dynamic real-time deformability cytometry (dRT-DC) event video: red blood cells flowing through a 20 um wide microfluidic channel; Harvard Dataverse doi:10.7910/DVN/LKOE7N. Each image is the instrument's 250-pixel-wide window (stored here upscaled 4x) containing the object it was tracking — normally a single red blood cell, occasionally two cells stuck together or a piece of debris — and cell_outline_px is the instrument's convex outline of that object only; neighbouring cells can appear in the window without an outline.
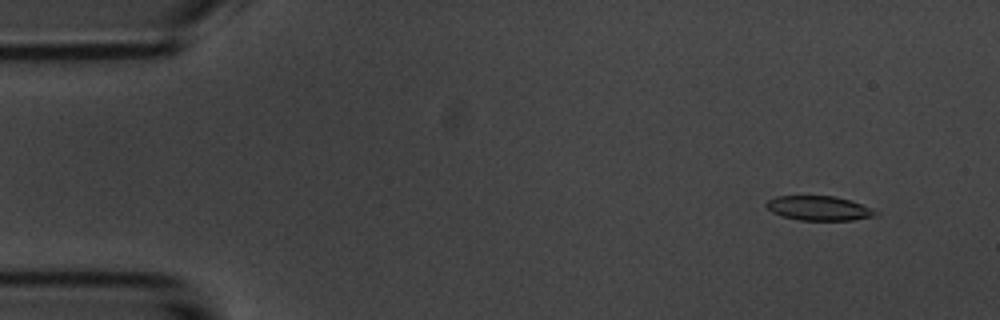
{"species": "common noctule bat (a hibernating species)", "species_latin": "Nyctalus noctula", "temperature_condition": "room temperature", "stored_images_in_passage": 5, "camera_frame_rate_fps": 3000, "um_per_image_px": 0.085, "animal": {"sex": "male", "body_mass_g": 20.1, "forearm_length_mm": 53.5}, "frame": {"image": 1, "passage_image": 2, "time_ms": 1.0, "image_size_px": [1000, 320], "cell_outline_px": [[876, 216], [852, 220], [800, 220], [784, 216], [772, 212], [764, 204], [768, 200], [776, 196], [836, 196], [872, 208], [876, 212]], "centroid_in_image_um": [69.59, 17.69], "position_along_channel_um": 15.4, "area_um2": 15.37}}
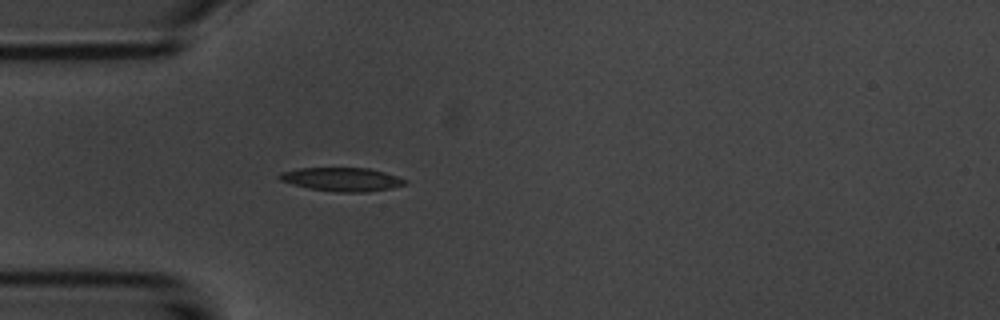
{"frame": {"image": 2, "passage_image": 5, "time_ms": 4.667, "image_size_px": [1000, 320], "cell_outline_px": [[408, 184], [392, 188], [368, 192], [336, 192], [308, 188], [292, 184], [280, 180], [276, 176], [280, 172], [300, 168], [368, 168], [384, 172], [408, 180]], "centroid_in_image_um": [29.07, 15.25], "position_along_channel_um": 55.9, "area_um2": 17.4}}